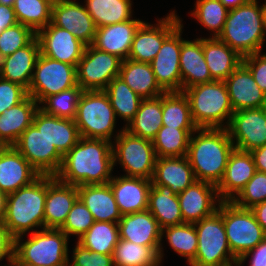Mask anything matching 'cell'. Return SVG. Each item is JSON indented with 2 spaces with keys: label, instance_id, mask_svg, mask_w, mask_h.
I'll list each match as a JSON object with an SVG mask.
<instances>
[{
  "label": "cell",
  "instance_id": "603a6c76",
  "mask_svg": "<svg viewBox=\"0 0 266 266\" xmlns=\"http://www.w3.org/2000/svg\"><path fill=\"white\" fill-rule=\"evenodd\" d=\"M224 82L234 112L266 106V94L256 84L250 70L243 63Z\"/></svg>",
  "mask_w": 266,
  "mask_h": 266
},
{
  "label": "cell",
  "instance_id": "7bdbcfd3",
  "mask_svg": "<svg viewBox=\"0 0 266 266\" xmlns=\"http://www.w3.org/2000/svg\"><path fill=\"white\" fill-rule=\"evenodd\" d=\"M164 236L173 251L187 259L188 265L195 259L198 247V236L194 224L182 223L165 227L161 229V239H163Z\"/></svg>",
  "mask_w": 266,
  "mask_h": 266
},
{
  "label": "cell",
  "instance_id": "4dcf8cb0",
  "mask_svg": "<svg viewBox=\"0 0 266 266\" xmlns=\"http://www.w3.org/2000/svg\"><path fill=\"white\" fill-rule=\"evenodd\" d=\"M152 185H163L178 195L196 181L186 156L156 159Z\"/></svg>",
  "mask_w": 266,
  "mask_h": 266
},
{
  "label": "cell",
  "instance_id": "ab89813d",
  "mask_svg": "<svg viewBox=\"0 0 266 266\" xmlns=\"http://www.w3.org/2000/svg\"><path fill=\"white\" fill-rule=\"evenodd\" d=\"M109 97L115 116L126 121L134 118L143 98L135 93L120 77H115L103 90Z\"/></svg>",
  "mask_w": 266,
  "mask_h": 266
},
{
  "label": "cell",
  "instance_id": "cb8c5ba5",
  "mask_svg": "<svg viewBox=\"0 0 266 266\" xmlns=\"http://www.w3.org/2000/svg\"><path fill=\"white\" fill-rule=\"evenodd\" d=\"M41 174L13 146L0 153V190L9 194L32 184Z\"/></svg>",
  "mask_w": 266,
  "mask_h": 266
},
{
  "label": "cell",
  "instance_id": "f35d334b",
  "mask_svg": "<svg viewBox=\"0 0 266 266\" xmlns=\"http://www.w3.org/2000/svg\"><path fill=\"white\" fill-rule=\"evenodd\" d=\"M198 128H172L162 126L152 140L156 156H186L191 134Z\"/></svg>",
  "mask_w": 266,
  "mask_h": 266
},
{
  "label": "cell",
  "instance_id": "be15d7a7",
  "mask_svg": "<svg viewBox=\"0 0 266 266\" xmlns=\"http://www.w3.org/2000/svg\"><path fill=\"white\" fill-rule=\"evenodd\" d=\"M0 4L1 5H7V6H10V7H13L14 0H0Z\"/></svg>",
  "mask_w": 266,
  "mask_h": 266
},
{
  "label": "cell",
  "instance_id": "9a60e30c",
  "mask_svg": "<svg viewBox=\"0 0 266 266\" xmlns=\"http://www.w3.org/2000/svg\"><path fill=\"white\" fill-rule=\"evenodd\" d=\"M183 24L181 23L164 41L156 57L150 62L155 79L165 92L182 91L180 73Z\"/></svg>",
  "mask_w": 266,
  "mask_h": 266
},
{
  "label": "cell",
  "instance_id": "60d3db41",
  "mask_svg": "<svg viewBox=\"0 0 266 266\" xmlns=\"http://www.w3.org/2000/svg\"><path fill=\"white\" fill-rule=\"evenodd\" d=\"M119 239L118 223L95 221L77 242L92 252L113 255Z\"/></svg>",
  "mask_w": 266,
  "mask_h": 266
},
{
  "label": "cell",
  "instance_id": "6125c7cd",
  "mask_svg": "<svg viewBox=\"0 0 266 266\" xmlns=\"http://www.w3.org/2000/svg\"><path fill=\"white\" fill-rule=\"evenodd\" d=\"M45 1H47L53 7V6L62 4L64 2H68L70 0H45Z\"/></svg>",
  "mask_w": 266,
  "mask_h": 266
},
{
  "label": "cell",
  "instance_id": "d6a6232c",
  "mask_svg": "<svg viewBox=\"0 0 266 266\" xmlns=\"http://www.w3.org/2000/svg\"><path fill=\"white\" fill-rule=\"evenodd\" d=\"M204 58L211 77L225 81L242 63L243 57L217 37L203 38Z\"/></svg>",
  "mask_w": 266,
  "mask_h": 266
},
{
  "label": "cell",
  "instance_id": "e0dca14e",
  "mask_svg": "<svg viewBox=\"0 0 266 266\" xmlns=\"http://www.w3.org/2000/svg\"><path fill=\"white\" fill-rule=\"evenodd\" d=\"M36 38L39 42L40 54L75 67L87 46L72 33L54 26L51 22L36 33Z\"/></svg>",
  "mask_w": 266,
  "mask_h": 266
},
{
  "label": "cell",
  "instance_id": "e7e4bbea",
  "mask_svg": "<svg viewBox=\"0 0 266 266\" xmlns=\"http://www.w3.org/2000/svg\"><path fill=\"white\" fill-rule=\"evenodd\" d=\"M11 266H37V265H30V264H12ZM59 266H69V265H59Z\"/></svg>",
  "mask_w": 266,
  "mask_h": 266
},
{
  "label": "cell",
  "instance_id": "681fc988",
  "mask_svg": "<svg viewBox=\"0 0 266 266\" xmlns=\"http://www.w3.org/2000/svg\"><path fill=\"white\" fill-rule=\"evenodd\" d=\"M94 219L92 213L85 204L78 198L73 204L67 219L60 228L68 237L77 236L79 239L93 225Z\"/></svg>",
  "mask_w": 266,
  "mask_h": 266
},
{
  "label": "cell",
  "instance_id": "74e56055",
  "mask_svg": "<svg viewBox=\"0 0 266 266\" xmlns=\"http://www.w3.org/2000/svg\"><path fill=\"white\" fill-rule=\"evenodd\" d=\"M162 126L172 128H198L191 115L190 104L183 91L162 95Z\"/></svg>",
  "mask_w": 266,
  "mask_h": 266
},
{
  "label": "cell",
  "instance_id": "ffe728a7",
  "mask_svg": "<svg viewBox=\"0 0 266 266\" xmlns=\"http://www.w3.org/2000/svg\"><path fill=\"white\" fill-rule=\"evenodd\" d=\"M51 23L72 33L86 45H91L97 27L85 5L70 0L52 7Z\"/></svg>",
  "mask_w": 266,
  "mask_h": 266
},
{
  "label": "cell",
  "instance_id": "30bf717a",
  "mask_svg": "<svg viewBox=\"0 0 266 266\" xmlns=\"http://www.w3.org/2000/svg\"><path fill=\"white\" fill-rule=\"evenodd\" d=\"M223 223L230 250L237 260L266 237L251 209L232 201H223Z\"/></svg>",
  "mask_w": 266,
  "mask_h": 266
},
{
  "label": "cell",
  "instance_id": "ba28073f",
  "mask_svg": "<svg viewBox=\"0 0 266 266\" xmlns=\"http://www.w3.org/2000/svg\"><path fill=\"white\" fill-rule=\"evenodd\" d=\"M114 109L108 95L103 90L83 91L77 105L74 119L80 137L104 139L112 142L120 133L116 127ZM114 135V136H112Z\"/></svg>",
  "mask_w": 266,
  "mask_h": 266
},
{
  "label": "cell",
  "instance_id": "52a82bcc",
  "mask_svg": "<svg viewBox=\"0 0 266 266\" xmlns=\"http://www.w3.org/2000/svg\"><path fill=\"white\" fill-rule=\"evenodd\" d=\"M198 236L195 259L189 266H236L223 223V201L218 210L194 223Z\"/></svg>",
  "mask_w": 266,
  "mask_h": 266
},
{
  "label": "cell",
  "instance_id": "44dd1931",
  "mask_svg": "<svg viewBox=\"0 0 266 266\" xmlns=\"http://www.w3.org/2000/svg\"><path fill=\"white\" fill-rule=\"evenodd\" d=\"M256 166L249 151L234 148L223 178L216 186L221 201H232L256 173Z\"/></svg>",
  "mask_w": 266,
  "mask_h": 266
},
{
  "label": "cell",
  "instance_id": "6f0895ef",
  "mask_svg": "<svg viewBox=\"0 0 266 266\" xmlns=\"http://www.w3.org/2000/svg\"><path fill=\"white\" fill-rule=\"evenodd\" d=\"M256 170L266 173V144L250 151Z\"/></svg>",
  "mask_w": 266,
  "mask_h": 266
},
{
  "label": "cell",
  "instance_id": "003e7915",
  "mask_svg": "<svg viewBox=\"0 0 266 266\" xmlns=\"http://www.w3.org/2000/svg\"><path fill=\"white\" fill-rule=\"evenodd\" d=\"M7 146L0 140V153L6 148Z\"/></svg>",
  "mask_w": 266,
  "mask_h": 266
},
{
  "label": "cell",
  "instance_id": "4fadbf2b",
  "mask_svg": "<svg viewBox=\"0 0 266 266\" xmlns=\"http://www.w3.org/2000/svg\"><path fill=\"white\" fill-rule=\"evenodd\" d=\"M13 147L41 174L55 176L63 155L33 124L19 137Z\"/></svg>",
  "mask_w": 266,
  "mask_h": 266
},
{
  "label": "cell",
  "instance_id": "9f6ffc18",
  "mask_svg": "<svg viewBox=\"0 0 266 266\" xmlns=\"http://www.w3.org/2000/svg\"><path fill=\"white\" fill-rule=\"evenodd\" d=\"M18 23L13 7L0 4V33Z\"/></svg>",
  "mask_w": 266,
  "mask_h": 266
},
{
  "label": "cell",
  "instance_id": "f546056e",
  "mask_svg": "<svg viewBox=\"0 0 266 266\" xmlns=\"http://www.w3.org/2000/svg\"><path fill=\"white\" fill-rule=\"evenodd\" d=\"M78 198L92 213L94 221L118 223L122 214L109 183L77 186Z\"/></svg>",
  "mask_w": 266,
  "mask_h": 266
},
{
  "label": "cell",
  "instance_id": "83f0119b",
  "mask_svg": "<svg viewBox=\"0 0 266 266\" xmlns=\"http://www.w3.org/2000/svg\"><path fill=\"white\" fill-rule=\"evenodd\" d=\"M40 54L38 39L0 59V77L23 86L27 91Z\"/></svg>",
  "mask_w": 266,
  "mask_h": 266
},
{
  "label": "cell",
  "instance_id": "2e32d148",
  "mask_svg": "<svg viewBox=\"0 0 266 266\" xmlns=\"http://www.w3.org/2000/svg\"><path fill=\"white\" fill-rule=\"evenodd\" d=\"M234 147L251 151L266 144V107L242 109L232 114L227 127Z\"/></svg>",
  "mask_w": 266,
  "mask_h": 266
},
{
  "label": "cell",
  "instance_id": "ee69618b",
  "mask_svg": "<svg viewBox=\"0 0 266 266\" xmlns=\"http://www.w3.org/2000/svg\"><path fill=\"white\" fill-rule=\"evenodd\" d=\"M13 9L18 22L35 33L51 22L52 6L45 0H14Z\"/></svg>",
  "mask_w": 266,
  "mask_h": 266
},
{
  "label": "cell",
  "instance_id": "7dc6e473",
  "mask_svg": "<svg viewBox=\"0 0 266 266\" xmlns=\"http://www.w3.org/2000/svg\"><path fill=\"white\" fill-rule=\"evenodd\" d=\"M35 38L36 33L21 23L6 28L0 33V59L29 45Z\"/></svg>",
  "mask_w": 266,
  "mask_h": 266
},
{
  "label": "cell",
  "instance_id": "6da1fadb",
  "mask_svg": "<svg viewBox=\"0 0 266 266\" xmlns=\"http://www.w3.org/2000/svg\"><path fill=\"white\" fill-rule=\"evenodd\" d=\"M113 170L112 142L80 137L63 156L55 177L74 186L106 184L112 179Z\"/></svg>",
  "mask_w": 266,
  "mask_h": 266
},
{
  "label": "cell",
  "instance_id": "f5cc1de1",
  "mask_svg": "<svg viewBox=\"0 0 266 266\" xmlns=\"http://www.w3.org/2000/svg\"><path fill=\"white\" fill-rule=\"evenodd\" d=\"M242 63L250 70L256 84L266 94V53L257 52L246 55Z\"/></svg>",
  "mask_w": 266,
  "mask_h": 266
},
{
  "label": "cell",
  "instance_id": "d590c367",
  "mask_svg": "<svg viewBox=\"0 0 266 266\" xmlns=\"http://www.w3.org/2000/svg\"><path fill=\"white\" fill-rule=\"evenodd\" d=\"M162 127V95L142 99L134 118L124 127L130 134L152 141Z\"/></svg>",
  "mask_w": 266,
  "mask_h": 266
},
{
  "label": "cell",
  "instance_id": "e575fe53",
  "mask_svg": "<svg viewBox=\"0 0 266 266\" xmlns=\"http://www.w3.org/2000/svg\"><path fill=\"white\" fill-rule=\"evenodd\" d=\"M147 209L158 221L161 229L183 223L178 195L170 187L152 185Z\"/></svg>",
  "mask_w": 266,
  "mask_h": 266
},
{
  "label": "cell",
  "instance_id": "277c9868",
  "mask_svg": "<svg viewBox=\"0 0 266 266\" xmlns=\"http://www.w3.org/2000/svg\"><path fill=\"white\" fill-rule=\"evenodd\" d=\"M46 195L47 175H41L32 184L8 194L3 222L14 238L44 228Z\"/></svg>",
  "mask_w": 266,
  "mask_h": 266
},
{
  "label": "cell",
  "instance_id": "db71d44e",
  "mask_svg": "<svg viewBox=\"0 0 266 266\" xmlns=\"http://www.w3.org/2000/svg\"><path fill=\"white\" fill-rule=\"evenodd\" d=\"M15 238L8 231L3 221H0V262L6 258L8 266L14 260ZM2 266V265H1ZM4 266H7L6 264Z\"/></svg>",
  "mask_w": 266,
  "mask_h": 266
},
{
  "label": "cell",
  "instance_id": "7a4b0ae2",
  "mask_svg": "<svg viewBox=\"0 0 266 266\" xmlns=\"http://www.w3.org/2000/svg\"><path fill=\"white\" fill-rule=\"evenodd\" d=\"M234 148L227 128H198L194 131L186 157L196 180L217 186Z\"/></svg>",
  "mask_w": 266,
  "mask_h": 266
},
{
  "label": "cell",
  "instance_id": "3957f363",
  "mask_svg": "<svg viewBox=\"0 0 266 266\" xmlns=\"http://www.w3.org/2000/svg\"><path fill=\"white\" fill-rule=\"evenodd\" d=\"M265 37L263 4L259 5L258 0H249L228 11L222 32L217 38L244 57L262 52Z\"/></svg>",
  "mask_w": 266,
  "mask_h": 266
},
{
  "label": "cell",
  "instance_id": "91938a15",
  "mask_svg": "<svg viewBox=\"0 0 266 266\" xmlns=\"http://www.w3.org/2000/svg\"><path fill=\"white\" fill-rule=\"evenodd\" d=\"M228 10L244 5L249 0H219Z\"/></svg>",
  "mask_w": 266,
  "mask_h": 266
},
{
  "label": "cell",
  "instance_id": "94428289",
  "mask_svg": "<svg viewBox=\"0 0 266 266\" xmlns=\"http://www.w3.org/2000/svg\"><path fill=\"white\" fill-rule=\"evenodd\" d=\"M7 196V193L0 190V221H3L6 214Z\"/></svg>",
  "mask_w": 266,
  "mask_h": 266
},
{
  "label": "cell",
  "instance_id": "7402d4cb",
  "mask_svg": "<svg viewBox=\"0 0 266 266\" xmlns=\"http://www.w3.org/2000/svg\"><path fill=\"white\" fill-rule=\"evenodd\" d=\"M77 199V186L63 183L55 176L47 175L44 228L60 229Z\"/></svg>",
  "mask_w": 266,
  "mask_h": 266
},
{
  "label": "cell",
  "instance_id": "5b68a950",
  "mask_svg": "<svg viewBox=\"0 0 266 266\" xmlns=\"http://www.w3.org/2000/svg\"><path fill=\"white\" fill-rule=\"evenodd\" d=\"M198 128H227L234 110L226 83L213 81L183 90ZM225 121V122H224Z\"/></svg>",
  "mask_w": 266,
  "mask_h": 266
},
{
  "label": "cell",
  "instance_id": "f6af8a7d",
  "mask_svg": "<svg viewBox=\"0 0 266 266\" xmlns=\"http://www.w3.org/2000/svg\"><path fill=\"white\" fill-rule=\"evenodd\" d=\"M191 15L205 29L210 30V37H218L226 22L228 9L219 0H196Z\"/></svg>",
  "mask_w": 266,
  "mask_h": 266
},
{
  "label": "cell",
  "instance_id": "8d00e7d4",
  "mask_svg": "<svg viewBox=\"0 0 266 266\" xmlns=\"http://www.w3.org/2000/svg\"><path fill=\"white\" fill-rule=\"evenodd\" d=\"M84 3L97 28L133 19L131 0H85Z\"/></svg>",
  "mask_w": 266,
  "mask_h": 266
},
{
  "label": "cell",
  "instance_id": "d4e9b609",
  "mask_svg": "<svg viewBox=\"0 0 266 266\" xmlns=\"http://www.w3.org/2000/svg\"><path fill=\"white\" fill-rule=\"evenodd\" d=\"M108 183L122 215L147 210L151 180L116 175Z\"/></svg>",
  "mask_w": 266,
  "mask_h": 266
},
{
  "label": "cell",
  "instance_id": "816d5d0a",
  "mask_svg": "<svg viewBox=\"0 0 266 266\" xmlns=\"http://www.w3.org/2000/svg\"><path fill=\"white\" fill-rule=\"evenodd\" d=\"M28 96L27 90L0 77V114L22 102Z\"/></svg>",
  "mask_w": 266,
  "mask_h": 266
},
{
  "label": "cell",
  "instance_id": "f1b7e54d",
  "mask_svg": "<svg viewBox=\"0 0 266 266\" xmlns=\"http://www.w3.org/2000/svg\"><path fill=\"white\" fill-rule=\"evenodd\" d=\"M180 73L182 91L192 86L215 81L207 67L204 52L203 38L184 40L181 44Z\"/></svg>",
  "mask_w": 266,
  "mask_h": 266
},
{
  "label": "cell",
  "instance_id": "bcb514c9",
  "mask_svg": "<svg viewBox=\"0 0 266 266\" xmlns=\"http://www.w3.org/2000/svg\"><path fill=\"white\" fill-rule=\"evenodd\" d=\"M83 90L77 84L71 89L47 97L39 108L45 113L60 118L75 119L77 105Z\"/></svg>",
  "mask_w": 266,
  "mask_h": 266
},
{
  "label": "cell",
  "instance_id": "9c48e42d",
  "mask_svg": "<svg viewBox=\"0 0 266 266\" xmlns=\"http://www.w3.org/2000/svg\"><path fill=\"white\" fill-rule=\"evenodd\" d=\"M113 166L116 163L126 173L123 176L152 180L156 153L152 141L134 136L121 128L112 143Z\"/></svg>",
  "mask_w": 266,
  "mask_h": 266
},
{
  "label": "cell",
  "instance_id": "03108f58",
  "mask_svg": "<svg viewBox=\"0 0 266 266\" xmlns=\"http://www.w3.org/2000/svg\"><path fill=\"white\" fill-rule=\"evenodd\" d=\"M264 8V22H265V32H266V3L263 4Z\"/></svg>",
  "mask_w": 266,
  "mask_h": 266
},
{
  "label": "cell",
  "instance_id": "484cf974",
  "mask_svg": "<svg viewBox=\"0 0 266 266\" xmlns=\"http://www.w3.org/2000/svg\"><path fill=\"white\" fill-rule=\"evenodd\" d=\"M143 22L136 18L98 27L91 45L122 60L128 59L135 32Z\"/></svg>",
  "mask_w": 266,
  "mask_h": 266
},
{
  "label": "cell",
  "instance_id": "4316f807",
  "mask_svg": "<svg viewBox=\"0 0 266 266\" xmlns=\"http://www.w3.org/2000/svg\"><path fill=\"white\" fill-rule=\"evenodd\" d=\"M33 125L42 132L64 156L79 141L80 134L73 119L45 113L40 108L34 115Z\"/></svg>",
  "mask_w": 266,
  "mask_h": 266
},
{
  "label": "cell",
  "instance_id": "5bb4252c",
  "mask_svg": "<svg viewBox=\"0 0 266 266\" xmlns=\"http://www.w3.org/2000/svg\"><path fill=\"white\" fill-rule=\"evenodd\" d=\"M176 14L175 10H171L165 18L157 19V24L143 22L135 32L128 59L150 63L163 41L182 23Z\"/></svg>",
  "mask_w": 266,
  "mask_h": 266
},
{
  "label": "cell",
  "instance_id": "d6986e66",
  "mask_svg": "<svg viewBox=\"0 0 266 266\" xmlns=\"http://www.w3.org/2000/svg\"><path fill=\"white\" fill-rule=\"evenodd\" d=\"M183 223L194 224L218 210L221 200L215 185L196 180L178 194Z\"/></svg>",
  "mask_w": 266,
  "mask_h": 266
},
{
  "label": "cell",
  "instance_id": "ac0fdd59",
  "mask_svg": "<svg viewBox=\"0 0 266 266\" xmlns=\"http://www.w3.org/2000/svg\"><path fill=\"white\" fill-rule=\"evenodd\" d=\"M119 238L138 245L152 247L160 262L164 256L161 228L155 217L147 210L122 215L118 222Z\"/></svg>",
  "mask_w": 266,
  "mask_h": 266
},
{
  "label": "cell",
  "instance_id": "b9f144b4",
  "mask_svg": "<svg viewBox=\"0 0 266 266\" xmlns=\"http://www.w3.org/2000/svg\"><path fill=\"white\" fill-rule=\"evenodd\" d=\"M114 266H160L159 254L148 246L119 239L113 252Z\"/></svg>",
  "mask_w": 266,
  "mask_h": 266
},
{
  "label": "cell",
  "instance_id": "7c38bea8",
  "mask_svg": "<svg viewBox=\"0 0 266 266\" xmlns=\"http://www.w3.org/2000/svg\"><path fill=\"white\" fill-rule=\"evenodd\" d=\"M122 59L87 45L76 66L77 84L83 91L104 90L119 76Z\"/></svg>",
  "mask_w": 266,
  "mask_h": 266
},
{
  "label": "cell",
  "instance_id": "f907efd6",
  "mask_svg": "<svg viewBox=\"0 0 266 266\" xmlns=\"http://www.w3.org/2000/svg\"><path fill=\"white\" fill-rule=\"evenodd\" d=\"M69 266H114L113 256L92 252L78 242L73 248Z\"/></svg>",
  "mask_w": 266,
  "mask_h": 266
},
{
  "label": "cell",
  "instance_id": "11a10c76",
  "mask_svg": "<svg viewBox=\"0 0 266 266\" xmlns=\"http://www.w3.org/2000/svg\"><path fill=\"white\" fill-rule=\"evenodd\" d=\"M247 258H250L249 266H266V237L250 251L243 254L237 260L236 266H242Z\"/></svg>",
  "mask_w": 266,
  "mask_h": 266
},
{
  "label": "cell",
  "instance_id": "c3c4849f",
  "mask_svg": "<svg viewBox=\"0 0 266 266\" xmlns=\"http://www.w3.org/2000/svg\"><path fill=\"white\" fill-rule=\"evenodd\" d=\"M266 201V173L256 171L232 202L241 208H252Z\"/></svg>",
  "mask_w": 266,
  "mask_h": 266
},
{
  "label": "cell",
  "instance_id": "1f68e13d",
  "mask_svg": "<svg viewBox=\"0 0 266 266\" xmlns=\"http://www.w3.org/2000/svg\"><path fill=\"white\" fill-rule=\"evenodd\" d=\"M38 109L37 101L28 95L22 102L0 114V140L6 146H13L21 134L33 124Z\"/></svg>",
  "mask_w": 266,
  "mask_h": 266
},
{
  "label": "cell",
  "instance_id": "8992f818",
  "mask_svg": "<svg viewBox=\"0 0 266 266\" xmlns=\"http://www.w3.org/2000/svg\"><path fill=\"white\" fill-rule=\"evenodd\" d=\"M23 235L15 238L14 260L12 264L37 266H59L69 264V237L60 229L43 228L30 233L24 240Z\"/></svg>",
  "mask_w": 266,
  "mask_h": 266
},
{
  "label": "cell",
  "instance_id": "8fae6325",
  "mask_svg": "<svg viewBox=\"0 0 266 266\" xmlns=\"http://www.w3.org/2000/svg\"><path fill=\"white\" fill-rule=\"evenodd\" d=\"M76 85L74 65L39 54L27 93L40 105L47 97Z\"/></svg>",
  "mask_w": 266,
  "mask_h": 266
},
{
  "label": "cell",
  "instance_id": "836d02e7",
  "mask_svg": "<svg viewBox=\"0 0 266 266\" xmlns=\"http://www.w3.org/2000/svg\"><path fill=\"white\" fill-rule=\"evenodd\" d=\"M141 98H155L165 91L155 79L150 63L122 60L119 76Z\"/></svg>",
  "mask_w": 266,
  "mask_h": 266
},
{
  "label": "cell",
  "instance_id": "680465c9",
  "mask_svg": "<svg viewBox=\"0 0 266 266\" xmlns=\"http://www.w3.org/2000/svg\"><path fill=\"white\" fill-rule=\"evenodd\" d=\"M250 209L266 234V201L258 203Z\"/></svg>",
  "mask_w": 266,
  "mask_h": 266
}]
</instances>
